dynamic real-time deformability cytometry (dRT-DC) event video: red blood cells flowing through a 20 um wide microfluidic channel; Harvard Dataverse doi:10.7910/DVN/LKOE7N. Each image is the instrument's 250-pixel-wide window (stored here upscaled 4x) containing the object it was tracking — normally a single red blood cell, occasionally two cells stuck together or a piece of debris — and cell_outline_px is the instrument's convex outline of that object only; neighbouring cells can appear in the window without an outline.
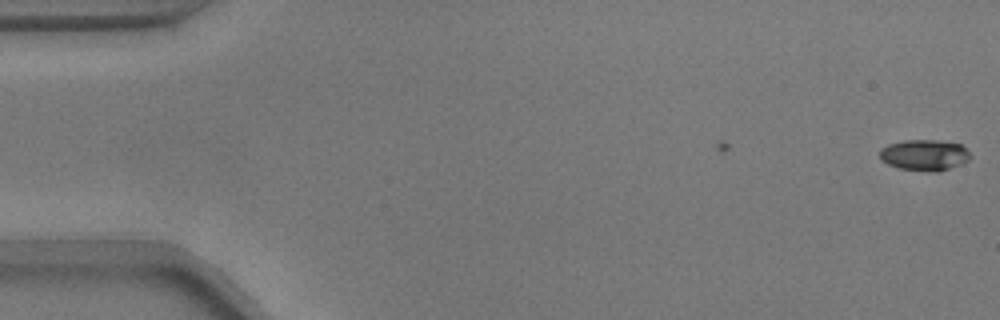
{"species": "common noctule bat (a hibernating species)", "species_latin": "Nyctalus noctula", "temperature_condition": "warm", "stored_images_in_passage": 5, "camera_frame_rate_fps": 3000, "um_per_image_px": 0.085, "animal": {"sex": "male", "body_mass_g": 17.9}, "frame": {"image": 1, "passage_image": 5, "time_ms": 1.333, "image_size_px": [1000, 320], "cell_outline_px": [[972, 156], [968, 160], [960, 164], [936, 172], [932, 172], [900, 168], [888, 164], [880, 156], [880, 148], [888, 144], [904, 140], [940, 140], [960, 144]], "centroid_in_image_um": [78.57, 13.16], "position_along_channel_um": 6.4, "area_um2": 16.18}}